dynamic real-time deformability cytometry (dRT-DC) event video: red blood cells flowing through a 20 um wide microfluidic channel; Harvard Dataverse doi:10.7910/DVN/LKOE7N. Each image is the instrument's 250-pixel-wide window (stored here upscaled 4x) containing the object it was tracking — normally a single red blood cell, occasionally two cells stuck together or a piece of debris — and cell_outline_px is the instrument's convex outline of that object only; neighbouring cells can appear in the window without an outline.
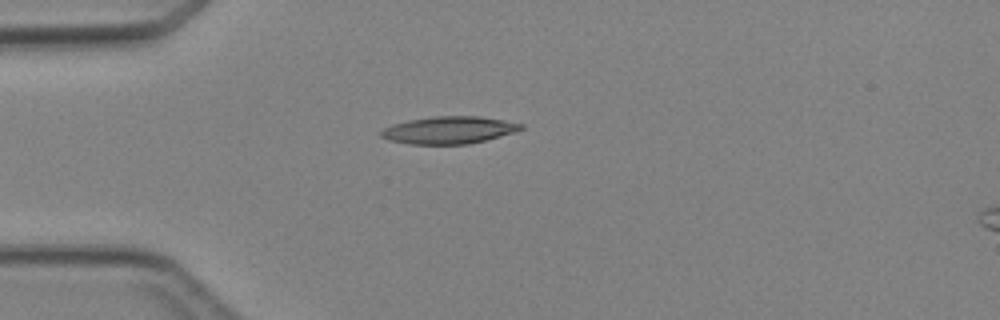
{"species": "Egyptian fruit bat (a non-hibernating species)", "species_latin": "Rousettus aegyptiacus", "temperature_condition": "cold", "stored_images_in_passage": 1, "camera_frame_rate_fps": 3000, "um_per_image_px": 0.085, "animal": {"sex": "female"}, "frame": {"image": 1, "passage_image": 1, "time_ms": 0.0, "image_size_px": [1000, 320], "cell_outline_px": [[524, 128], [512, 132], [484, 140], [468, 144], [408, 144], [388, 140], [380, 136], [380, 132], [384, 128], [392, 124], [408, 120], [432, 116], [480, 116], [504, 120], [524, 124]], "centroid_in_image_um": [38.11, 11.05], "position_along_channel_um": 46.9, "area_um2": 22.2}}